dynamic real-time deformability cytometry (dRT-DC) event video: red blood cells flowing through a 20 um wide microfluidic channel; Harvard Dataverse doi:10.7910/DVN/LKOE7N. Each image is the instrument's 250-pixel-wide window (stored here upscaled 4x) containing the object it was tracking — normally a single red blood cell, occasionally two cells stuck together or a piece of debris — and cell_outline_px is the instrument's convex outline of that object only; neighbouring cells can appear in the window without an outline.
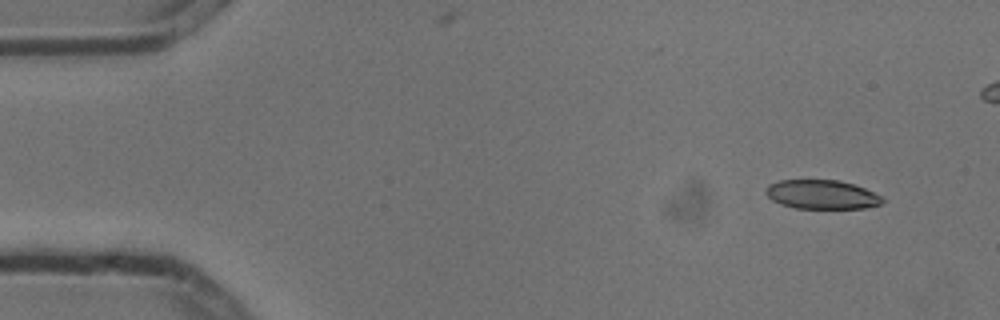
{"species": "common noctule bat (a hibernating species)", "species_latin": "Nyctalus noctula", "temperature_condition": "cold", "stored_images_in_passage": 5, "camera_frame_rate_fps": 3000, "um_per_image_px": 0.085, "animal": {"sex": "male", "body_mass_g": 13.3}, "frame": {"image": 1, "passage_image": 1, "time_ms": 0.0, "image_size_px": [1000, 320], "cell_outline_px": [[884, 200], [880, 204], [864, 208], [796, 208], [780, 204], [772, 200], [764, 192], [764, 188], [768, 184], [780, 180], [840, 180], [864, 188], [880, 196]], "centroid_in_image_um": [69.79, 16.53], "position_along_channel_um": 15.2, "area_um2": 19.65}}